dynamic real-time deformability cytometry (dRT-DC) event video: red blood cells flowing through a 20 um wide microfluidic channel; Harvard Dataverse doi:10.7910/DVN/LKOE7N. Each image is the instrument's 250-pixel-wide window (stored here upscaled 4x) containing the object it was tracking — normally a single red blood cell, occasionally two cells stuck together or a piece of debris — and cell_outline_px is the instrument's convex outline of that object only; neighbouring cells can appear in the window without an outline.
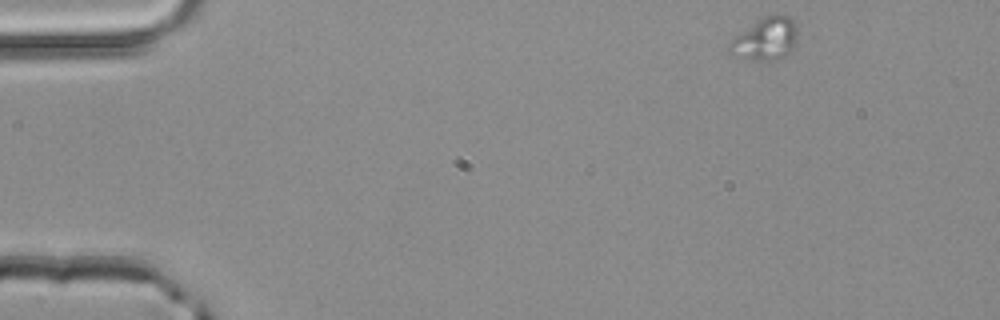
{"species": "common noctule bat (a hibernating species)", "species_latin": "Nyctalus noctula", "temperature_condition": "room temperature", "stored_images_in_passage": 3, "camera_frame_rate_fps": 3000, "um_per_image_px": 0.085, "animal": {"sex": "male", "body_mass_g": 20.4}, "frame": {"image": 1, "passage_image": 1, "time_ms": 0.0, "image_size_px": [1000, 320], "cell_outline_px": [[796, 44], [784, 60], [756, 60], [736, 56], [728, 52], [728, 44], [736, 36], [752, 24], [764, 16], [788, 16], [796, 24]], "centroid_in_image_um": [65.09, 3.35], "position_along_channel_um": 19.9, "area_um2": 16.7}}
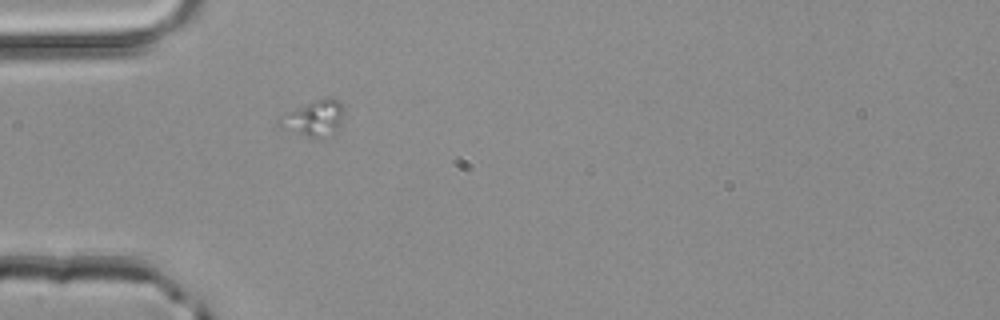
{"frame": {"image": 2, "passage_image": 3, "time_ms": 0.667, "image_size_px": [1000, 320], "cell_outline_px": [[344, 108], [340, 124], [336, 132], [332, 136], [320, 140], [312, 140], [280, 128], [280, 120], [288, 112], [324, 96], [332, 96], [340, 100]], "centroid_in_image_um": [26.77, 10.1], "position_along_channel_um": 58.2, "area_um2": 13.99}}